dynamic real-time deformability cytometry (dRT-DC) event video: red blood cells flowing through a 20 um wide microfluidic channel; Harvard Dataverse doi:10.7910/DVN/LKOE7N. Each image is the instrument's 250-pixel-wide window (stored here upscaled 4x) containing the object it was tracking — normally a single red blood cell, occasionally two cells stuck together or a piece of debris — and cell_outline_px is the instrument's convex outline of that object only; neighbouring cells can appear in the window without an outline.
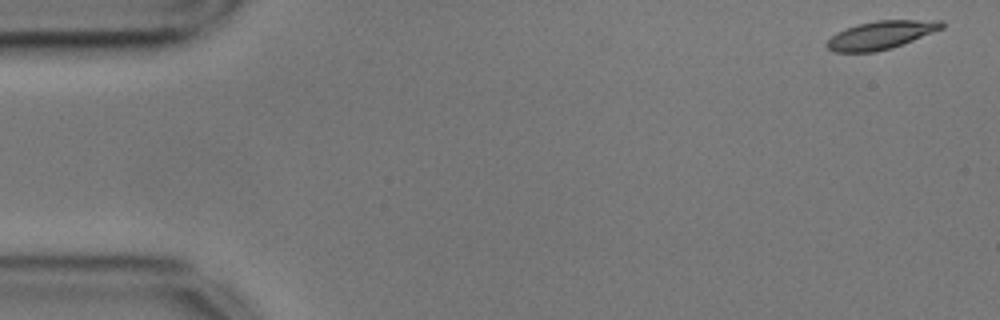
{"species": "common noctule bat (a hibernating species)", "species_latin": "Nyctalus noctula", "temperature_condition": "cold", "stored_images_in_passage": 55, "camera_frame_rate_fps": 3000, "um_per_image_px": 0.085, "animal": {"sex": "male", "body_mass_g": 17.9, "forearm_length_mm": 54.2}, "frame": {"image": 1, "passage_image": 1, "time_ms": 0.0, "image_size_px": [1000, 320], "cell_outline_px": [[944, 28], [892, 48], [876, 52], [836, 52], [828, 48], [828, 40], [836, 32], [856, 24], [876, 20], [944, 20]], "centroid_in_image_um": [74.91, 2.96], "position_along_channel_um": 10.1, "area_um2": 18.84}}
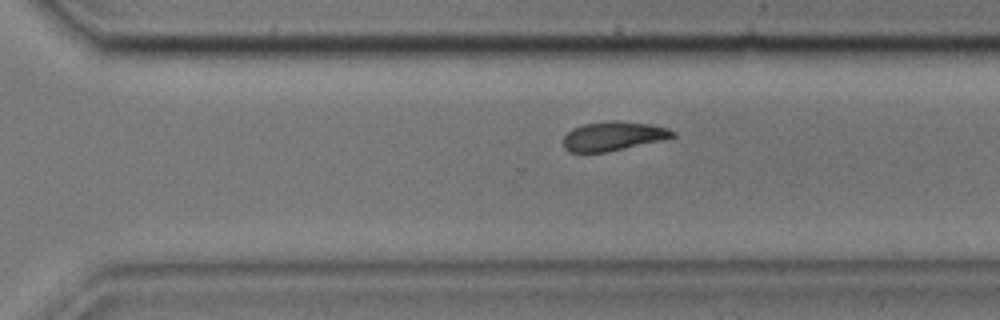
{"frame": {"image": 2, "passage_image": 37, "time_ms": 12.0, "image_size_px": [1000, 320], "cell_outline_px": [[676, 136], [660, 140], [608, 152], [568, 152], [564, 148], [564, 136], [572, 128], [584, 124], [612, 120], [616, 120], [652, 124], [668, 128], [676, 132]], "centroid_in_image_um": [52.12, 11.56], "position_along_channel_um": 318.5, "area_um2": 18.55}}
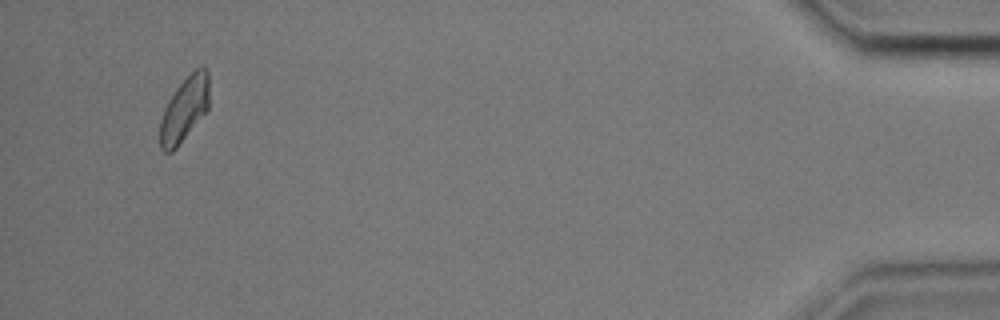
{"frame": {"image": 3, "passage_image": 52, "time_ms": 17.0, "image_size_px": [1000, 320], "cell_outline_px": [[208, 108], [176, 148], [172, 152], [164, 152], [160, 148], [160, 120], [164, 108], [168, 100], [176, 88], [200, 64], [204, 64], [208, 68]], "centroid_in_image_um": [15.67, 9.25], "position_along_channel_um": 419.5, "area_um2": 18.38}, "authors_computed_cell_mechanics": {"area_um2": 19.074, "velocity_mm_per_s": 3.5566, "shape_relaxation_time_tau1_ms": 3.6928, "shape_relaxation_time_tau2_ms": 3.1468, "deformation_change_tau1": 0.1235, "deformation_change_tau2": 0.1025}}